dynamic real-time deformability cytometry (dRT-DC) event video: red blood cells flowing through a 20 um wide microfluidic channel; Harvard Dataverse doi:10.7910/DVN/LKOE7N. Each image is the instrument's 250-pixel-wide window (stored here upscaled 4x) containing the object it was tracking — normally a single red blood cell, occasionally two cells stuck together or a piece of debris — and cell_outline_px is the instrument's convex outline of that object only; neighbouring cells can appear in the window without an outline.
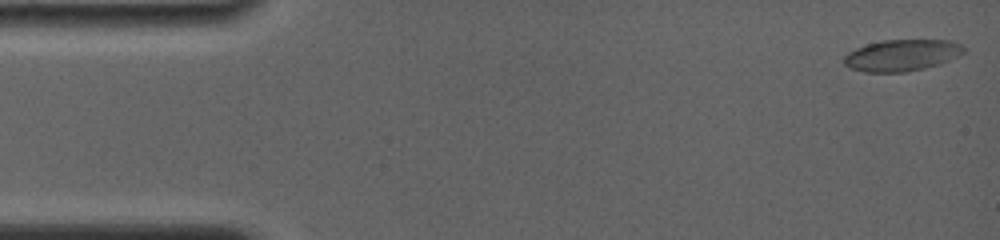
{"species": "common noctule bat (a hibernating species)", "species_latin": "Nyctalus noctula", "temperature_condition": "room temperature", "stored_images_in_passage": 45, "camera_frame_rate_fps": 4000, "um_per_image_px": 0.085, "animal": {"sex": "female", "body_mass_g": 19.0, "forearm_length_mm": 56.7}, "frame": {"image": 1, "passage_image": 1, "time_ms": 0.0, "image_size_px": [1000, 240], "cell_outline_px": [[964, 52], [940, 64], [924, 68], [904, 72], [864, 72], [852, 68], [844, 64], [844, 56], [848, 52], [856, 48], [880, 40], [952, 40], [960, 44], [964, 48]], "centroid_in_image_um": [76.64, 4.69], "position_along_channel_um": 8.4, "area_um2": 21.85}}
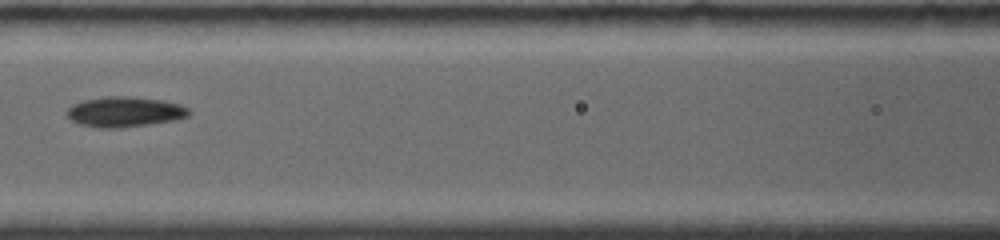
{"frame": {"image": 2, "passage_image": 20, "time_ms": 7.0, "image_size_px": [1000, 240], "cell_outline_px": [[192, 112], [188, 116], [176, 120], [148, 124], [116, 128], [100, 128], [80, 124], [72, 120], [64, 112], [72, 104], [84, 100], [104, 96], [128, 96], [164, 100], [180, 104], [188, 108]], "centroid_in_image_um": [10.61, 9.49], "position_along_channel_um": 156.0, "area_um2": 21.62}}
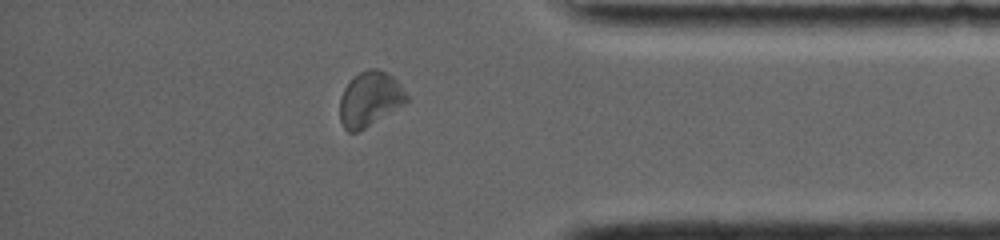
{"frame": {"image": 3, "passage_image": 39, "time_ms": 13.75, "image_size_px": [1000, 240], "cell_outline_px": [[408, 100], [404, 104], [364, 128], [356, 132], [348, 132], [344, 128], [340, 120], [340, 96], [344, 88], [360, 72], [368, 68], [376, 68], [388, 72], [400, 84], [408, 96]], "centroid_in_image_um": [31.43, 8.4], "position_along_channel_um": 403.8, "area_um2": 21.04}, "authors_computed_cell_mechanics": {"area_um2": 20.5768, "velocity_mm_per_s": 3.8041, "shape_relaxation_time_tau1_ms": 2.3333, "shape_relaxation_time_tau2_ms": 4.1265, "deformation_change_tau1": 0.1084, "deformation_change_tau2": 0.0932}}